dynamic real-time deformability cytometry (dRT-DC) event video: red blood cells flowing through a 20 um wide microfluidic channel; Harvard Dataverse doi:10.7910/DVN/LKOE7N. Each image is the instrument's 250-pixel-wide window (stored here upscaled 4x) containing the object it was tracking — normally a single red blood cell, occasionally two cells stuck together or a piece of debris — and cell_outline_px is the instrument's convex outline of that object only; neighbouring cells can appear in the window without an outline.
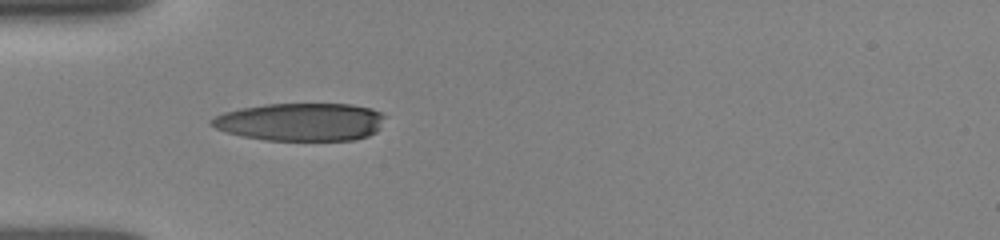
{"species": "human", "species_latin": "Homo sapiens", "temperature_condition": "room temperature", "stored_images_in_passage": 36, "camera_frame_rate_fps": 3000, "um_per_image_px": 0.085, "donor": {"sex": "female"}, "frame": {"image": 1, "passage_image": 1, "time_ms": 0.0, "image_size_px": [1000, 240], "cell_outline_px": [[384, 116], [380, 128], [376, 132], [368, 136], [356, 140], [264, 140], [244, 136], [228, 132], [216, 128], [208, 124], [208, 120], [224, 112], [240, 108], [264, 104], [352, 104], [372, 108], [380, 112]], "centroid_in_image_um": [25.56, 10.36], "position_along_channel_um": 59.4, "area_um2": 38.44}}
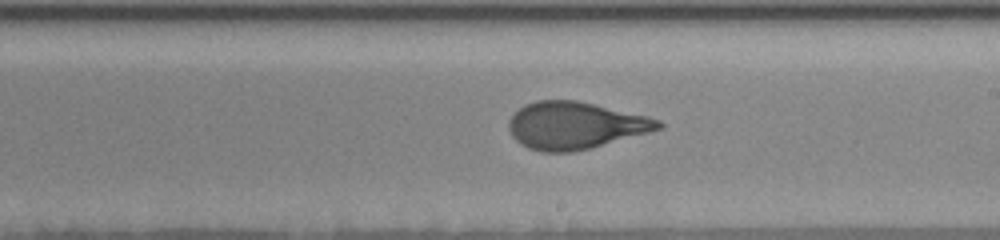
{"frame": {"image": 2, "passage_image": 15, "time_ms": 4.667, "image_size_px": [1000, 240], "cell_outline_px": [[664, 124], [660, 128], [648, 132], [588, 148], [572, 152], [540, 152], [528, 148], [520, 144], [512, 136], [508, 128], [508, 120], [524, 104], [536, 100], [576, 100], [648, 116], [660, 120]], "centroid_in_image_um": [48.84, 10.66], "position_along_channel_um": 240.2, "area_um2": 40.81}}
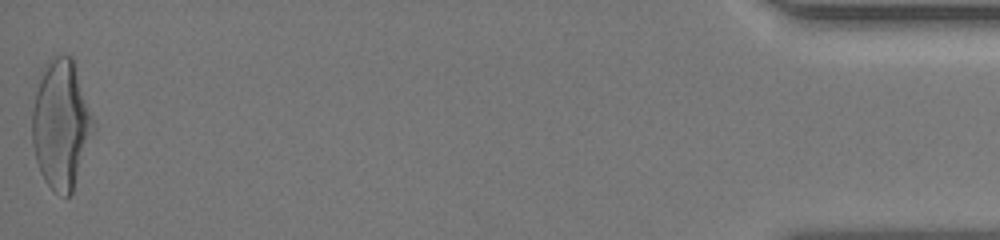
{"frame": {"image": 3, "passage_image": 36, "time_ms": 11.667, "image_size_px": [1000, 240], "cell_outline_px": [[96, 128], [72, 192], [68, 196], [64, 196], [56, 192], [44, 180], [40, 172], [36, 160], [32, 144], [32, 108], [40, 68], [44, 64], [60, 52], [72, 56], [96, 120]], "centroid_in_image_um": [5.21, 10.5], "position_along_channel_um": 430.0, "area_um2": 46.99}, "authors_computed_cell_mechanics": {"area_um2": 40.7779, "velocity_mm_per_s": 3.9643, "shape_relaxation_time_tau1_ms": 3.188, "shape_relaxation_time_tau2_ms": 0.8451, "deformation_change_tau1": 0.19, "deformation_change_tau2": 0.0879}}